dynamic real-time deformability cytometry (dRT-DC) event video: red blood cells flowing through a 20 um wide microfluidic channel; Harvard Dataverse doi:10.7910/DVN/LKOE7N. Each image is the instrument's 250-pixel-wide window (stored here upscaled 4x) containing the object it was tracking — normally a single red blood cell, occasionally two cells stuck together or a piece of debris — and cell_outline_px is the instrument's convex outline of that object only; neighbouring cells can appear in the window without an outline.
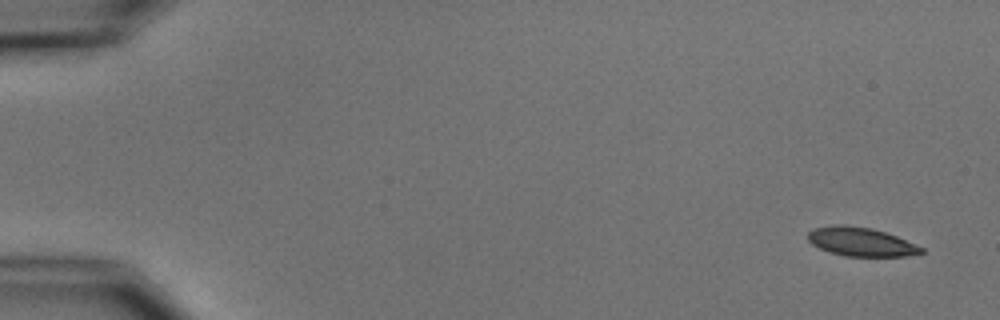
{"species": "common noctule bat (a hibernating species)", "species_latin": "Nyctalus noctula", "temperature_condition": "cold", "stored_images_in_passage": 4, "camera_frame_rate_fps": 3000, "um_per_image_px": 0.085, "animal": {"sex": "male", "body_mass_g": 15.6}, "frame": {"image": 1, "passage_image": 1, "time_ms": 0.0, "image_size_px": [1000, 320], "cell_outline_px": [[924, 252], [904, 256], [844, 256], [828, 252], [812, 244], [808, 240], [808, 232], [812, 228], [836, 224], [840, 224], [872, 228], [896, 236], [924, 248]], "centroid_in_image_um": [73.13, 20.55], "position_along_channel_um": 11.9, "area_um2": 18.96}}